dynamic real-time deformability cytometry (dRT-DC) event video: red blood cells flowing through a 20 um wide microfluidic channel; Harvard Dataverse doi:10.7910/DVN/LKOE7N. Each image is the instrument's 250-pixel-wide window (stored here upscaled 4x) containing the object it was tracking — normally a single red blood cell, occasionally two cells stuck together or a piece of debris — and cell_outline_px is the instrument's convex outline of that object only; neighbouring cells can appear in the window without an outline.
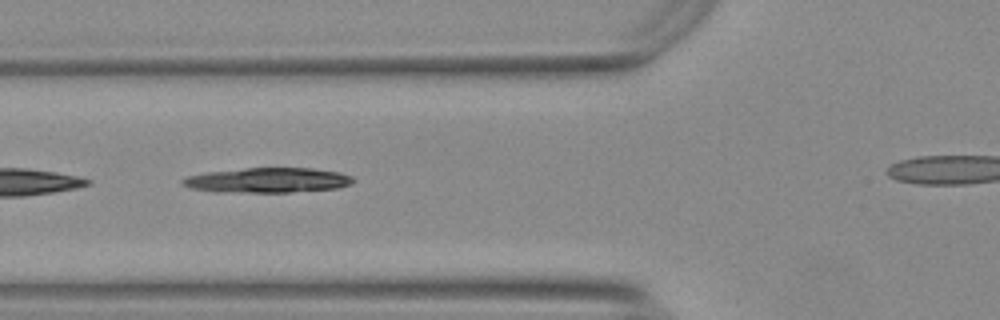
{"species": "Egyptian fruit bat (a non-hibernating species)", "species_latin": "Rousettus aegyptiacus", "temperature_condition": "warm", "stored_images_in_passage": 13, "camera_frame_rate_fps": 3000, "um_per_image_px": 0.085, "animal": {"sex": "female"}, "frame": {"image": 1, "passage_image": 4, "time_ms": 1.0, "image_size_px": [1000, 320], "cell_outline_px": [[356, 180], [352, 184], [340, 188], [292, 192], [216, 192], [192, 188], [180, 184], [180, 180], [188, 176], [208, 172], [244, 168], [312, 168], [340, 172], [352, 176]], "centroid_in_image_um": [22.8, 15.32], "position_along_channel_um": 103.0, "area_um2": 24.97}}
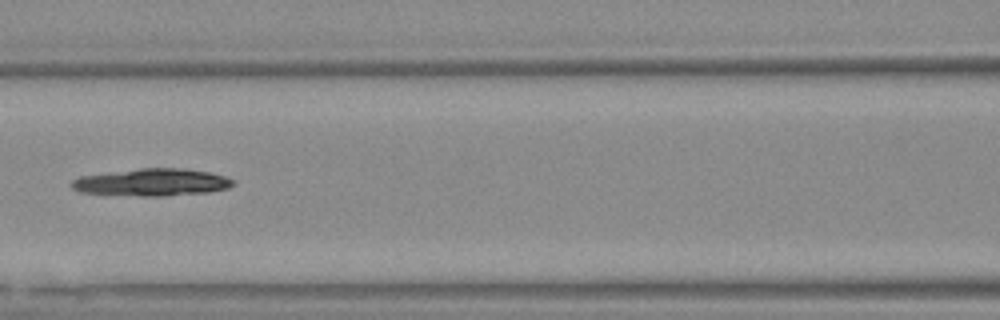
{"frame": {"image": 2, "passage_image": 8, "time_ms": 2.333, "image_size_px": [1000, 320], "cell_outline_px": [[236, 184], [228, 188], [208, 192], [160, 196], [144, 196], [80, 192], [72, 188], [68, 184], [72, 180], [80, 176], [140, 168], [184, 168], [212, 172], [224, 176], [232, 180]], "centroid_in_image_um": [12.92, 15.49], "position_along_channel_um": 153.7, "area_um2": 25.66}}
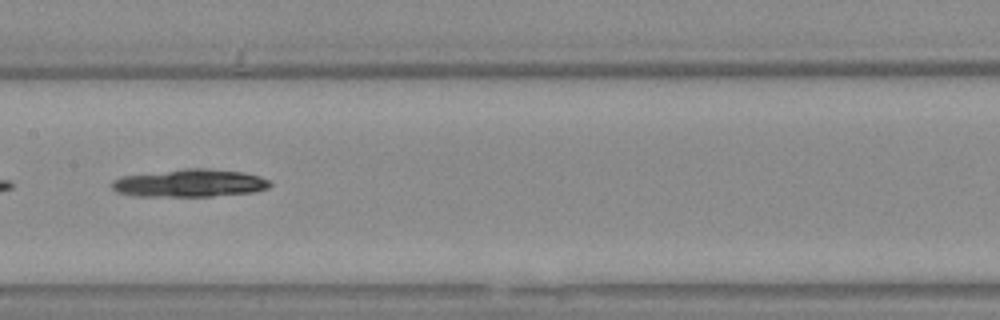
{"frame": {"image": 3, "passage_image": 11, "time_ms": 3.333, "image_size_px": [1000, 320], "cell_outline_px": [[272, 184], [268, 188], [252, 192], [212, 196], [136, 196], [116, 192], [112, 188], [112, 180], [120, 176], [184, 168], [208, 168], [240, 172], [260, 176], [268, 180]], "centroid_in_image_um": [16.09, 15.56], "position_along_channel_um": 191.3, "area_um2": 25.61}}